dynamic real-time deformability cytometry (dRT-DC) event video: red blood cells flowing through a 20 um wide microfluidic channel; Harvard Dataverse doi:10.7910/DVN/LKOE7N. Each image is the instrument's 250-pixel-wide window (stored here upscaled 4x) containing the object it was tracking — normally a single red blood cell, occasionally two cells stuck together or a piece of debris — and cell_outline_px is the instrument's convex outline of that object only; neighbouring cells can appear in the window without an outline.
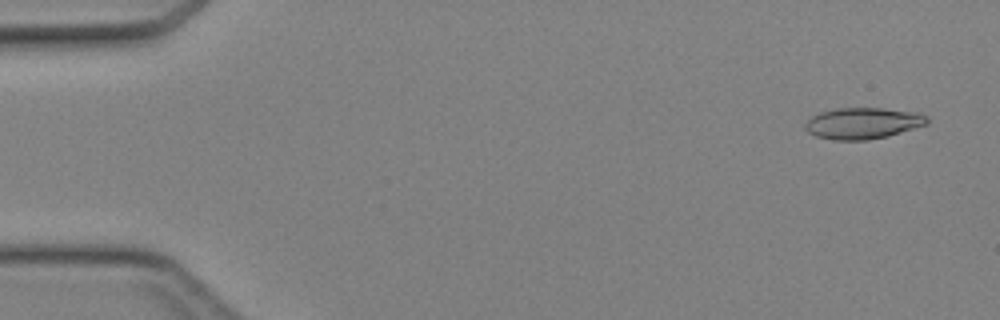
{"species": "Egyptian fruit bat (a non-hibernating species)", "species_latin": "Rousettus aegyptiacus", "temperature_condition": "cold", "stored_images_in_passage": 46, "camera_frame_rate_fps": 3000, "um_per_image_px": 0.085, "animal": {"sex": "female"}, "frame": {"image": 1, "passage_image": 3, "time_ms": 0.667, "image_size_px": [1000, 320], "cell_outline_px": [[928, 124], [888, 136], [868, 140], [832, 140], [816, 136], [808, 132], [804, 128], [804, 124], [812, 116], [820, 112], [836, 108], [880, 108], [916, 112], [928, 116]], "centroid_in_image_um": [73.33, 10.48], "position_along_channel_um": 11.7, "area_um2": 22.31}}
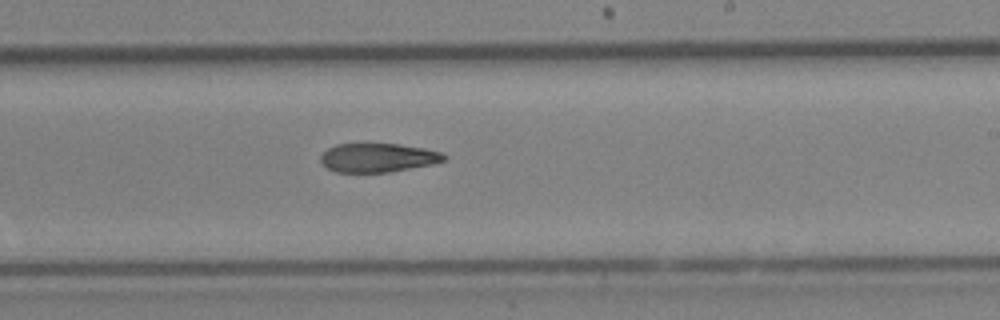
{"frame": {"image": 2, "passage_image": 28, "time_ms": 9.0, "image_size_px": [1000, 320], "cell_outline_px": [[448, 156], [444, 160], [432, 164], [388, 172], [336, 172], [328, 168], [320, 160], [320, 156], [328, 148], [336, 144], [400, 144], [424, 148], [440, 152]], "centroid_in_image_um": [32.12, 13.4], "position_along_channel_um": 256.9, "area_um2": 20.58}}
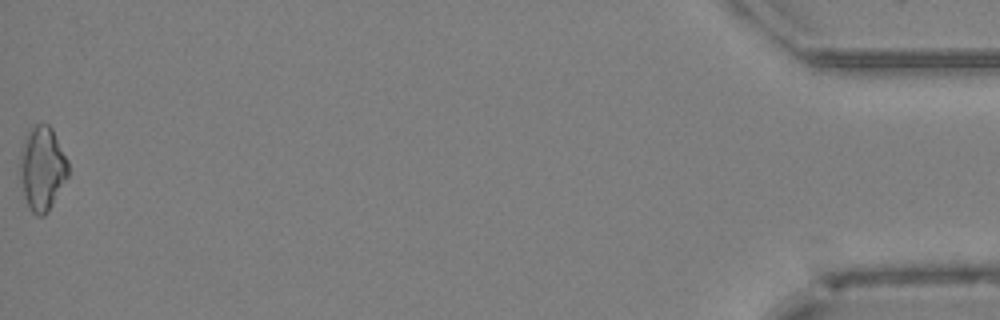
{"frame": {"image": 3, "passage_image": 46, "time_ms": 15.0, "image_size_px": [1000, 320], "cell_outline_px": [[68, 176], [48, 212], [44, 216], [36, 216], [28, 208], [24, 196], [20, 172], [20, 152], [24, 136], [36, 124], [48, 124], [52, 128], [68, 160]], "centroid_in_image_um": [3.58, 14.32], "position_along_channel_um": 431.6, "area_um2": 23.64}}